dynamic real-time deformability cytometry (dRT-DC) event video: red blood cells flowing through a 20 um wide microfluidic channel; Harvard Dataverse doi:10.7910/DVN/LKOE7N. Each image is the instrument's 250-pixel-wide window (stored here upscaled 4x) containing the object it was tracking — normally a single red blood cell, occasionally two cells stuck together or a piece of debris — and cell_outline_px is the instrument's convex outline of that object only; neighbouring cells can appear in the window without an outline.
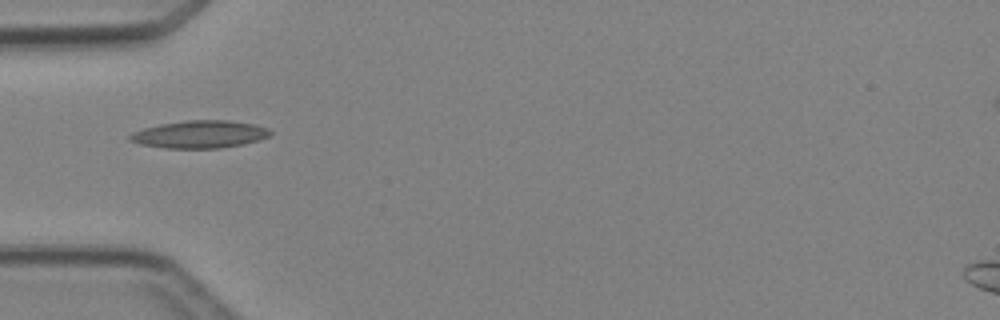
{"species": "Egyptian fruit bat (a non-hibernating species)", "species_latin": "Rousettus aegyptiacus", "temperature_condition": "cold", "stored_images_in_passage": 1, "camera_frame_rate_fps": 3000, "um_per_image_px": 0.085, "animal": {"sex": "female"}, "frame": {"image": 1, "passage_image": 1, "time_ms": 0.0, "image_size_px": [1000, 320], "cell_outline_px": [[272, 132], [268, 136], [256, 140], [240, 144], [220, 148], [164, 148], [140, 144], [128, 140], [128, 136], [132, 132], [144, 128], [160, 124], [188, 120], [228, 120], [252, 124], [268, 128]], "centroid_in_image_um": [16.92, 11.41], "position_along_channel_um": 68.1, "area_um2": 22.31}}